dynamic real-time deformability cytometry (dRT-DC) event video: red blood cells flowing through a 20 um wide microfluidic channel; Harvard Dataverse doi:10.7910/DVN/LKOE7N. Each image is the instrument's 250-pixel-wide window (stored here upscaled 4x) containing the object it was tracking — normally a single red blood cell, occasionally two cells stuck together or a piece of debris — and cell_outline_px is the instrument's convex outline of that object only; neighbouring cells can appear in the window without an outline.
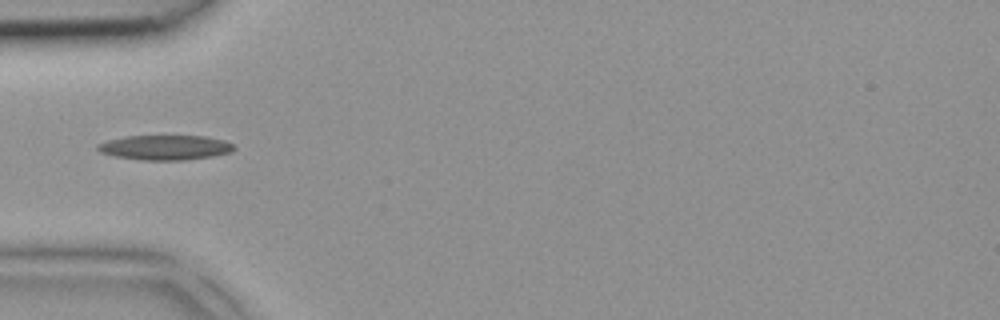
{"species": "common noctule bat (a hibernating species)", "species_latin": "Nyctalus noctula", "temperature_condition": "room temperature", "stored_images_in_passage": 1, "camera_frame_rate_fps": 3000, "um_per_image_px": 0.085, "animal": {"sex": "female", "body_mass_g": 18.4}, "frame": {"image": 1, "passage_image": 1, "time_ms": 0.0, "image_size_px": [1000, 320], "cell_outline_px": [[236, 148], [232, 152], [212, 156], [184, 160], [140, 160], [112, 156], [100, 152], [96, 148], [96, 144], [108, 140], [128, 136], [204, 136], [224, 140], [232, 144]], "centroid_in_image_um": [14.01, 12.54], "position_along_channel_um": 71.0, "area_um2": 19.77}}